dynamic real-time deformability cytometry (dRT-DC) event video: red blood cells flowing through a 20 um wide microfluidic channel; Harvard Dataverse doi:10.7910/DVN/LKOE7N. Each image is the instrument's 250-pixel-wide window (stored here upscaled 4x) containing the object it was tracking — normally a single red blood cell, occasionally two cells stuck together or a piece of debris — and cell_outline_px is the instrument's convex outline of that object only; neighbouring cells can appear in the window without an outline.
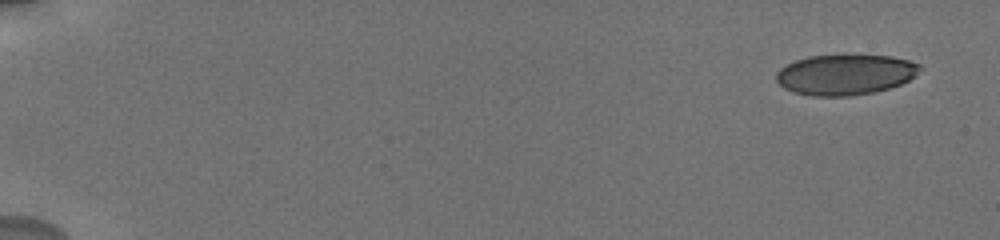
{"species": "human", "species_latin": "Homo sapiens", "temperature_condition": "cold", "stored_images_in_passage": 24, "camera_frame_rate_fps": 3000, "um_per_image_px": 0.085, "donor": {"sex": "male"}, "frame": {"image": 1, "passage_image": 1, "time_ms": 0.0, "image_size_px": [1000, 240], "cell_outline_px": [[924, 68], [908, 80], [900, 84], [888, 88], [872, 92], [848, 96], [812, 96], [792, 92], [784, 88], [776, 80], [776, 72], [780, 68], [796, 60], [808, 56], [892, 56], [908, 60], [920, 64]], "centroid_in_image_um": [71.84, 6.35], "position_along_channel_um": 13.2, "area_um2": 33.64}}
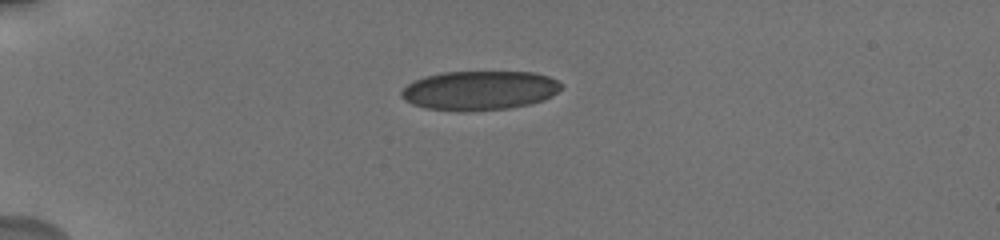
{"frame": {"image": 2, "passage_image": 13, "time_ms": 4.333, "image_size_px": [1000, 240], "cell_outline_px": [[564, 88], [552, 96], [544, 100], [528, 104], [508, 108], [464, 112], [424, 108], [412, 104], [404, 100], [400, 96], [400, 92], [408, 84], [424, 76], [444, 72], [532, 72], [548, 76], [564, 84]], "centroid_in_image_um": [40.77, 7.69], "position_along_channel_um": 44.2, "area_um2": 36.82}}
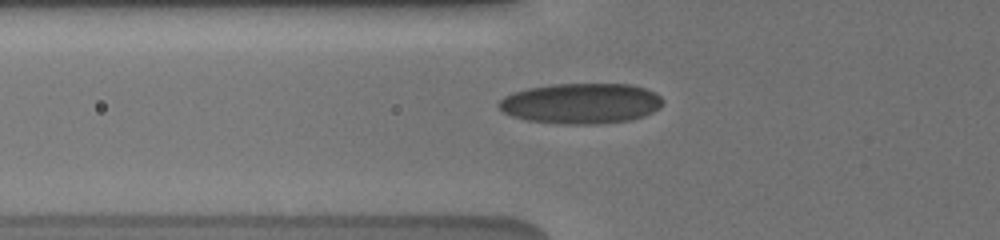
{"frame": {"image": 3, "passage_image": 20, "time_ms": 6.333, "image_size_px": [1000, 240], "cell_outline_px": [[664, 104], [660, 108], [644, 116], [632, 120], [600, 124], [560, 124], [528, 120], [512, 116], [504, 112], [496, 104], [504, 96], [512, 92], [528, 88], [552, 84], [632, 84], [644, 88], [660, 96], [664, 100]], "centroid_in_image_um": [49.4, 8.79], "position_along_channel_um": 76.4, "area_um2": 38.96}}